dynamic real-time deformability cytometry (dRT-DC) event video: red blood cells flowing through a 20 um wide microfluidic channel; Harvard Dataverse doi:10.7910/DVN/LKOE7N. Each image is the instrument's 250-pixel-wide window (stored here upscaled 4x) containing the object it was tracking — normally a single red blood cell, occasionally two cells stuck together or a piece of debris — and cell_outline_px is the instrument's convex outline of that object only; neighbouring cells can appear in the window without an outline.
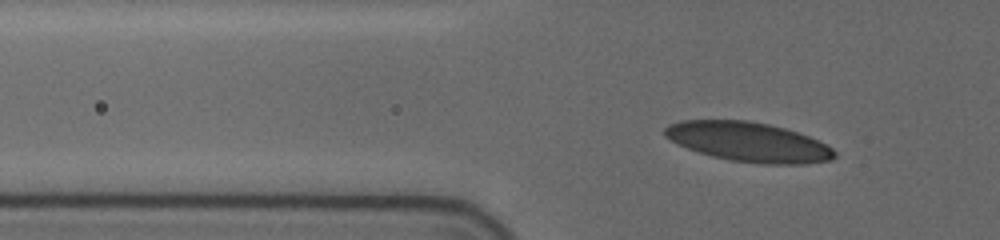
{"species": "human", "species_latin": "Homo sapiens", "temperature_condition": "cold", "stored_images_in_passage": 50, "camera_frame_rate_fps": 3000, "um_per_image_px": 0.085, "donor": {"sex": "female"}, "frame": {"image": 1, "passage_image": 12, "time_ms": 3.667, "image_size_px": [1000, 240], "cell_outline_px": [[836, 156], [832, 160], [804, 164], [764, 164], [732, 160], [712, 156], [688, 148], [664, 136], [664, 128], [668, 124], [680, 120], [748, 120], [768, 124], [784, 128], [808, 136], [832, 148], [836, 152]], "centroid_in_image_um": [63.62, 12.06], "position_along_channel_um": 62.2, "area_um2": 38.78}}
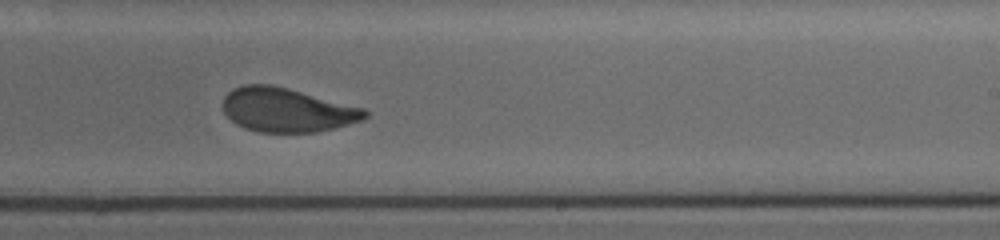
{"frame": {"image": 2, "passage_image": 30, "time_ms": 9.667, "image_size_px": [1000, 240], "cell_outline_px": [[368, 116], [364, 120], [316, 132], [256, 132], [244, 128], [236, 124], [224, 112], [224, 96], [232, 88], [244, 84], [272, 84], [288, 88], [364, 108], [368, 112]], "centroid_in_image_um": [24.38, 9.34], "position_along_channel_um": 264.6, "area_um2": 36.41}}
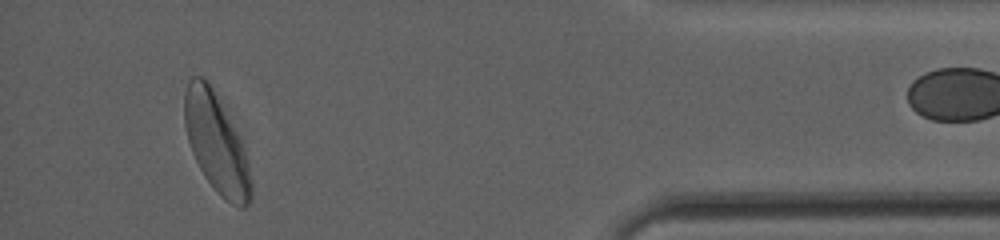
{"frame": {"image": 3, "passage_image": 46, "time_ms": 15.0, "image_size_px": [1000, 240], "cell_outline_px": [[252, 196], [248, 204], [244, 208], [240, 208], [224, 200], [216, 192], [204, 176], [192, 152], [188, 140], [184, 124], [184, 92], [188, 80], [192, 76], [204, 76], [208, 80], [244, 148], [248, 160], [252, 184]], "centroid_in_image_um": [18.37, 12.2], "position_along_channel_um": 416.8, "area_um2": 38.21}, "authors_computed_cell_mechanics": {"area_um2": 37.1943, "velocity_mm_per_s": 3.6392, "shape_relaxation_time_tau1_ms": 5.2556, "shape_relaxation_time_tau2_ms": null, "deformation_change_tau1": 0.1464, "deformation_change_tau2": null}}